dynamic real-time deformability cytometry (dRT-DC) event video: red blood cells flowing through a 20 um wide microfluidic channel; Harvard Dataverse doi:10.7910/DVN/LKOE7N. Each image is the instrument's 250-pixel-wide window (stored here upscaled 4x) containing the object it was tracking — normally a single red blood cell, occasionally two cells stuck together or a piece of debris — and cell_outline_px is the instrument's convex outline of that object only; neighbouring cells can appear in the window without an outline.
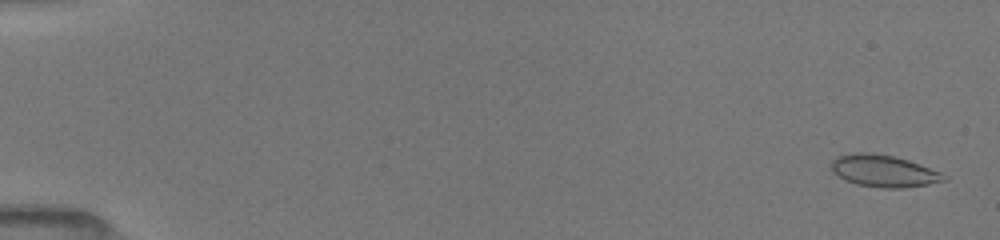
{"species": "common noctule bat (a hibernating species)", "species_latin": "Nyctalus noctula", "temperature_condition": "room temperature", "stored_images_in_passage": 51, "camera_frame_rate_fps": 3000, "um_per_image_px": 0.085, "animal": {"sex": "female", "body_mass_g": 19.5, "forearm_length_mm": 54.1}, "frame": {"image": 1, "passage_image": 2, "time_ms": 0.333, "image_size_px": [1000, 240], "cell_outline_px": [[948, 180], [928, 184], [904, 188], [880, 188], [856, 184], [844, 180], [832, 172], [832, 160], [836, 156], [860, 152], [864, 152], [892, 156], [908, 160], [940, 172]], "centroid_in_image_um": [75.08, 14.55], "position_along_channel_um": 9.9, "area_um2": 20.81}}
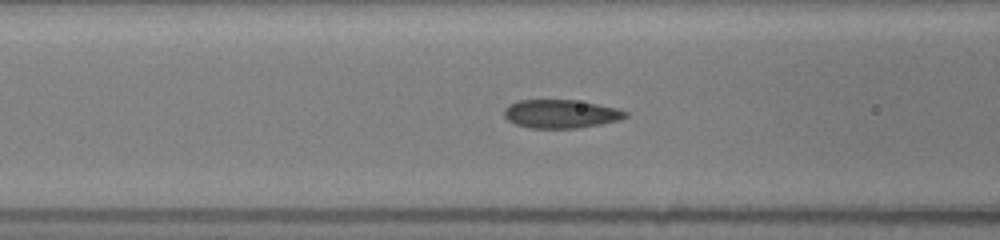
{"frame": {"image": 2, "passage_image": 22, "time_ms": 7.0, "image_size_px": [1000, 240], "cell_outline_px": [[628, 116], [620, 120], [600, 124], [576, 128], [528, 128], [516, 124], [508, 120], [504, 116], [504, 108], [508, 104], [516, 100], [576, 100], [616, 108], [628, 112]], "centroid_in_image_um": [47.64, 9.68], "position_along_channel_um": 119.0, "area_um2": 20.17}}
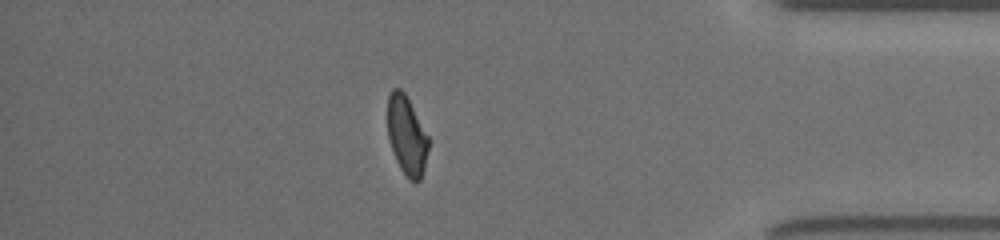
{"frame": {"image": 3, "passage_image": 45, "time_ms": 14.667, "image_size_px": [1000, 240], "cell_outline_px": [[428, 148], [424, 168], [420, 180], [408, 180], [400, 168], [396, 160], [388, 136], [388, 96], [392, 88], [400, 88], [404, 92], [428, 136]], "centroid_in_image_um": [34.56, 11.52], "position_along_channel_um": 400.6, "area_um2": 18.44}, "authors_computed_cell_mechanics": {"area_um2": 20.1722, "velocity_mm_per_s": 4.0556, "shape_relaxation_time_tau1_ms": 6.7766, "shape_relaxation_time_tau2_ms": 0.9695, "deformation_change_tau1": 0.1763, "deformation_change_tau2": 0.0707}}